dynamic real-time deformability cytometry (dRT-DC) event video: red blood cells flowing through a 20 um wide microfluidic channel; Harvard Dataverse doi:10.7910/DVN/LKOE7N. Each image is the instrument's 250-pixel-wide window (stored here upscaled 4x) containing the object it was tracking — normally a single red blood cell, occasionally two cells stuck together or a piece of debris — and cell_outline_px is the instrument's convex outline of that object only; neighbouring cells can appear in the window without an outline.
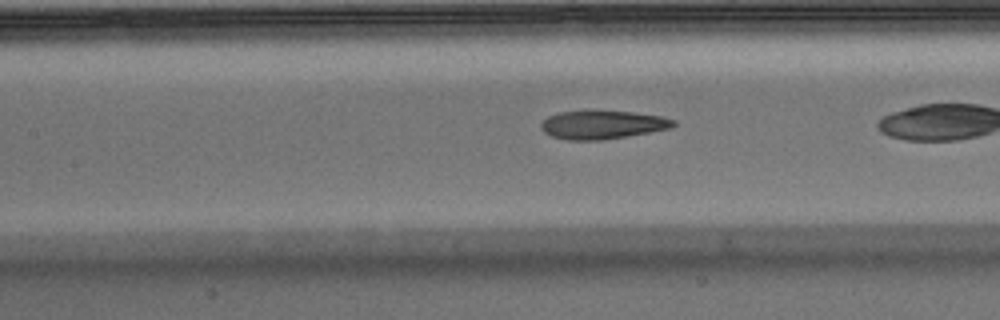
{"species": "Egyptian fruit bat (a non-hibernating species)", "species_latin": "Rousettus aegyptiacus", "temperature_condition": "warm", "stored_images_in_passage": 24, "camera_frame_rate_fps": 3000, "um_per_image_px": 0.085, "animal": {"sex": "male"}, "frame": {"image": 1, "passage_image": 8, "time_ms": 2.333, "image_size_px": [1000, 320], "cell_outline_px": [[676, 124], [672, 128], [604, 140], [568, 140], [552, 136], [544, 132], [540, 128], [540, 124], [548, 116], [556, 112], [592, 108], [632, 112], [660, 116], [676, 120]], "centroid_in_image_um": [51.17, 10.56], "position_along_channel_um": 156.2, "area_um2": 22.72}}
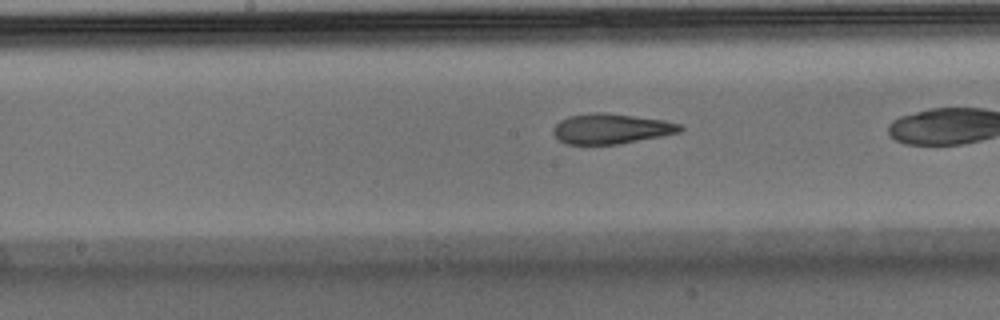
{"frame": {"image": 2, "passage_image": 11, "time_ms": 3.333, "image_size_px": [1000, 320], "cell_outline_px": [[684, 128], [680, 132], [664, 136], [620, 144], [568, 144], [560, 140], [552, 132], [552, 128], [560, 120], [568, 116], [592, 112], [600, 112], [664, 120], [680, 124]], "centroid_in_image_um": [51.95, 10.94], "position_along_channel_um": 196.2, "area_um2": 22.31}}
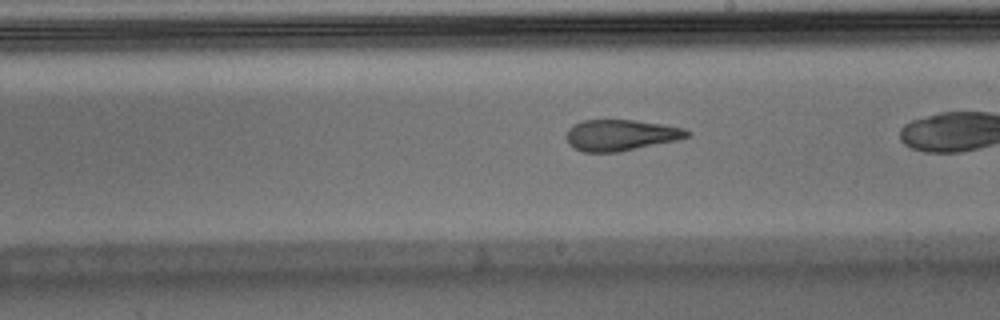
{"frame": {"image": 3, "passage_image": 14, "time_ms": 4.333, "image_size_px": [1000, 320], "cell_outline_px": [[692, 136], [676, 140], [616, 152], [584, 152], [568, 144], [564, 136], [568, 128], [572, 124], [580, 120], [636, 120], [684, 128], [692, 132]], "centroid_in_image_um": [52.72, 11.47], "position_along_channel_um": 236.3, "area_um2": 21.96}}